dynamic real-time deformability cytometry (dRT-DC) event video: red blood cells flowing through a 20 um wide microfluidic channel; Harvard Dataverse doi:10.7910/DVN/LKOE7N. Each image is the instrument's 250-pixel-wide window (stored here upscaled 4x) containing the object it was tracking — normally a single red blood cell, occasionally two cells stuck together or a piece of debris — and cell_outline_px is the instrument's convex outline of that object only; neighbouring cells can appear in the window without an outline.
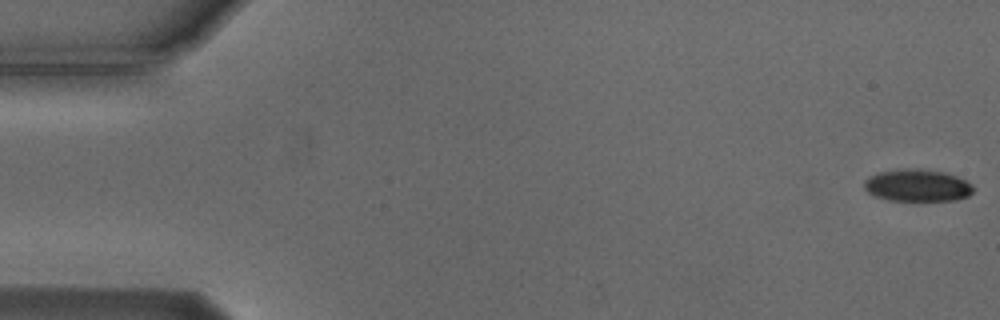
{"species": "Egyptian fruit bat (a non-hibernating species)", "species_latin": "Rousettus aegyptiacus", "temperature_condition": "cold", "stored_images_in_passage": 55, "camera_frame_rate_fps": 3000, "um_per_image_px": 0.085, "animal": {"sex": "male"}, "frame": {"image": 1, "passage_image": 1, "time_ms": 0.0, "image_size_px": [1000, 320], "cell_outline_px": [[972, 192], [968, 196], [956, 200], [888, 200], [876, 196], [868, 192], [864, 188], [864, 180], [868, 176], [880, 172], [900, 168], [920, 168], [944, 172], [956, 176], [972, 184]], "centroid_in_image_um": [77.95, 15.74], "position_along_channel_um": 7.1, "area_um2": 20.46}}
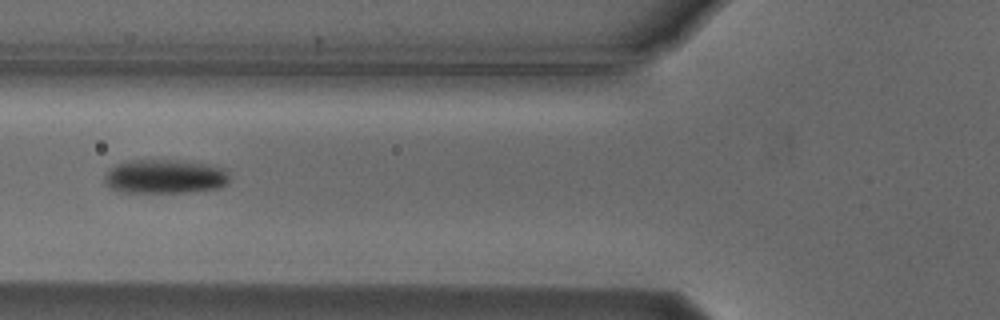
{"frame": {"image": 2, "passage_image": 21, "time_ms": 6.667, "image_size_px": [1000, 320], "cell_outline_px": [[228, 184], [216, 188], [184, 192], [124, 192], [112, 188], [104, 184], [104, 176], [108, 168], [116, 164], [128, 160], [176, 160], [208, 164], [224, 168], [228, 172]], "centroid_in_image_um": [13.98, 14.99], "position_along_channel_um": 111.8, "area_um2": 24.85}}
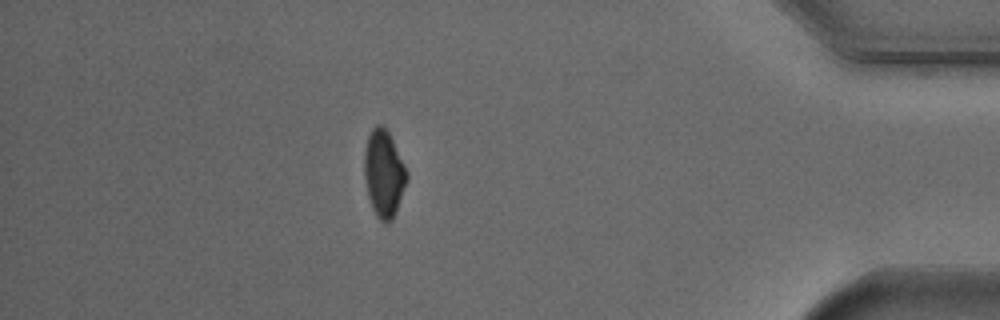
{"frame": {"image": 3, "passage_image": 48, "time_ms": 15.667, "image_size_px": [1000, 320], "cell_outline_px": [[408, 180], [396, 212], [392, 220], [384, 224], [376, 216], [372, 208], [368, 196], [364, 176], [364, 152], [368, 136], [372, 128], [376, 124], [380, 124], [388, 132], [408, 172]], "centroid_in_image_um": [32.62, 14.79], "position_along_channel_um": 402.6, "area_um2": 21.56}, "authors_computed_cell_mechanics": {"area_um2": 22.8888, "velocity_mm_per_s": 3.7431, "shape_relaxation_time_tau1_ms": 2.5428, "shape_relaxation_time_tau2_ms": null, "deformation_change_tau1": 0.126, "deformation_change_tau2": null}}